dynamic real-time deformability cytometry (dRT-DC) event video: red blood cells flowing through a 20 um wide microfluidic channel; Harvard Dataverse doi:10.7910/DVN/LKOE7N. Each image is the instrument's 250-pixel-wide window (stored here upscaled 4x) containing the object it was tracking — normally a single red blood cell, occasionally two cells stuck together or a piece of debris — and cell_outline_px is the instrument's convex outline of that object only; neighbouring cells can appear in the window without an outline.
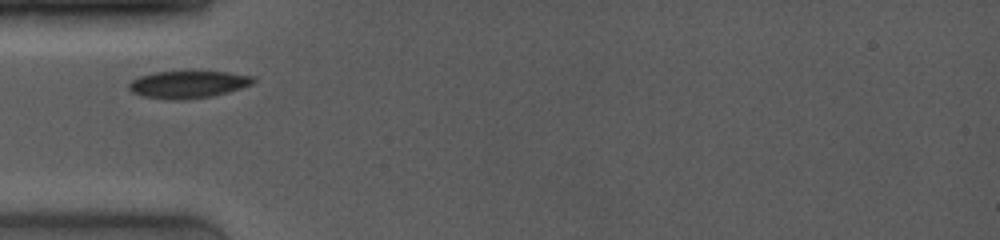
{"species": "common noctule bat (a hibernating species)", "species_latin": "Nyctalus noctula", "temperature_condition": "room temperature", "stored_images_in_passage": 48, "camera_frame_rate_fps": 4000, "um_per_image_px": 0.085, "animal": {"sex": "female", "body_mass_g": 19.0, "forearm_length_mm": 53.3}, "frame": {"image": 1, "passage_image": 1, "time_ms": 0.0, "image_size_px": [1000, 240], "cell_outline_px": [[256, 80], [252, 84], [228, 92], [212, 96], [184, 100], [172, 100], [144, 96], [132, 92], [128, 88], [128, 84], [132, 80], [140, 76], [156, 72], [224, 72], [256, 76]], "centroid_in_image_um": [16.0, 7.18], "position_along_channel_um": 69.0, "area_um2": 19.65}}
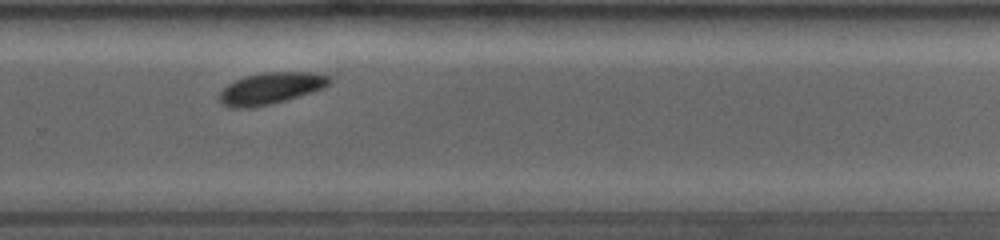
{"frame": {"image": 2, "passage_image": 34, "time_ms": 6.0, "image_size_px": [1000, 240], "cell_outline_px": [[332, 80], [328, 84], [320, 88], [284, 100], [268, 104], [248, 108], [228, 108], [220, 100], [220, 92], [228, 84], [244, 76], [264, 72], [312, 72], [328, 76]], "centroid_in_image_um": [22.96, 7.49], "position_along_channel_um": 306.8, "area_um2": 19.71}}
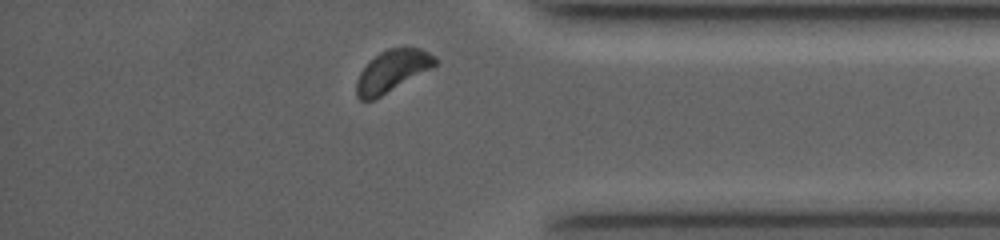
{"frame": {"image": 3, "passage_image": 44, "time_ms": 8.5, "image_size_px": [1000, 240], "cell_outline_px": [[436, 64], [432, 68], [380, 96], [372, 100], [360, 100], [356, 96], [356, 80], [360, 72], [380, 52], [388, 48], [420, 48], [436, 56]], "centroid_in_image_um": [33.33, 6.03], "position_along_channel_um": 401.9, "area_um2": 18.73}}